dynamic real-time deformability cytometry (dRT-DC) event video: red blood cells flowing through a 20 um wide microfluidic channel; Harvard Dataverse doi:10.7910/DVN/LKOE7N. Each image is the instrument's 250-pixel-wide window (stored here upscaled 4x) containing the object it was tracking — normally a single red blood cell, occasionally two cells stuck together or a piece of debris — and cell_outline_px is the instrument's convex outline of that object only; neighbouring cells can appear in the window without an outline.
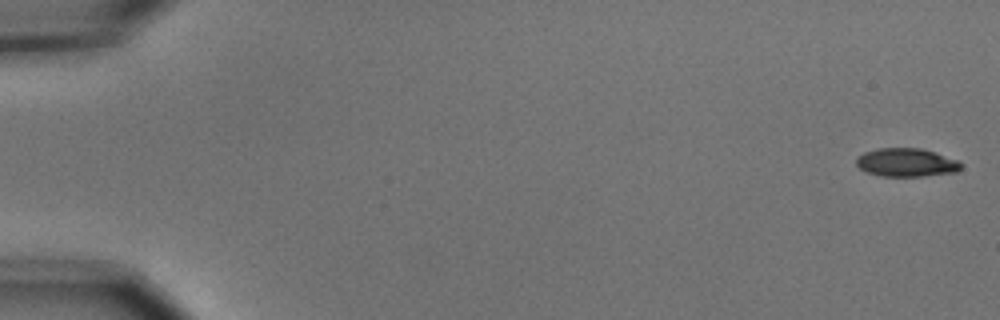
{"species": "common noctule bat (a hibernating species)", "species_latin": "Nyctalus noctula", "temperature_condition": "cold", "stored_images_in_passage": 9, "camera_frame_rate_fps": 3000, "um_per_image_px": 0.085, "animal": {"sex": "male", "body_mass_g": 15.6}, "frame": {"image": 1, "passage_image": 1, "time_ms": 0.0, "image_size_px": [1000, 320], "cell_outline_px": [[960, 168], [956, 172], [924, 176], [880, 176], [868, 172], [860, 168], [856, 164], [856, 156], [864, 152], [880, 148], [920, 148], [936, 152], [956, 160], [960, 164]], "centroid_in_image_um": [77.01, 13.81], "position_along_channel_um": 8.0, "area_um2": 17.22}}
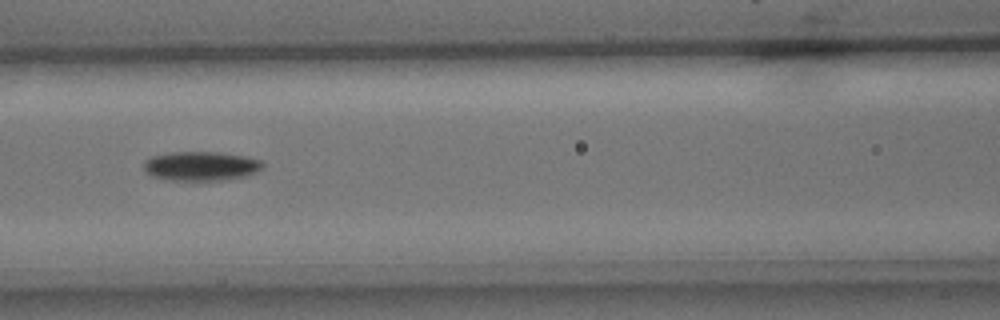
{"frame": {"image": 2, "passage_image": 7, "time_ms": 2.0, "image_size_px": [1000, 320], "cell_outline_px": [[264, 168], [248, 176], [224, 180], [164, 180], [152, 176], [144, 172], [144, 160], [152, 156], [172, 152], [220, 152], [244, 156], [264, 160]], "centroid_in_image_um": [17.11, 14.12], "position_along_channel_um": 149.5, "area_um2": 20.63}}
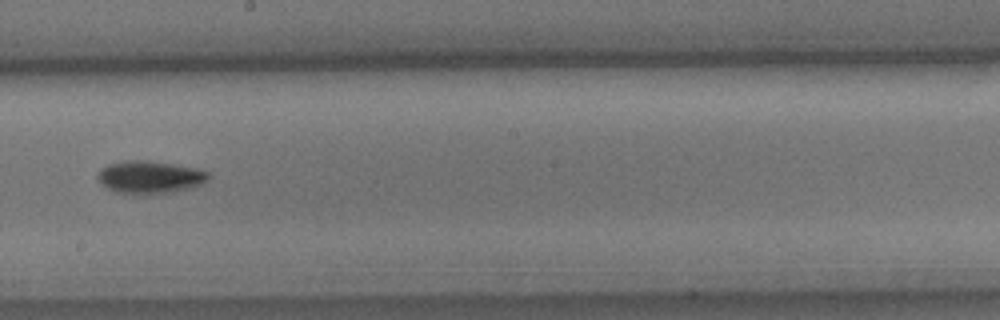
{"frame": {"image": 3, "passage_image": 9, "time_ms": 2.667, "image_size_px": [1000, 320], "cell_outline_px": [[212, 176], [208, 180], [200, 184], [188, 188], [148, 196], [116, 192], [108, 188], [96, 180], [96, 172], [100, 168], [108, 164], [128, 160], [148, 160], [196, 168], [208, 172]], "centroid_in_image_um": [12.68, 15.06], "position_along_channel_um": 235.5, "area_um2": 21.39}}